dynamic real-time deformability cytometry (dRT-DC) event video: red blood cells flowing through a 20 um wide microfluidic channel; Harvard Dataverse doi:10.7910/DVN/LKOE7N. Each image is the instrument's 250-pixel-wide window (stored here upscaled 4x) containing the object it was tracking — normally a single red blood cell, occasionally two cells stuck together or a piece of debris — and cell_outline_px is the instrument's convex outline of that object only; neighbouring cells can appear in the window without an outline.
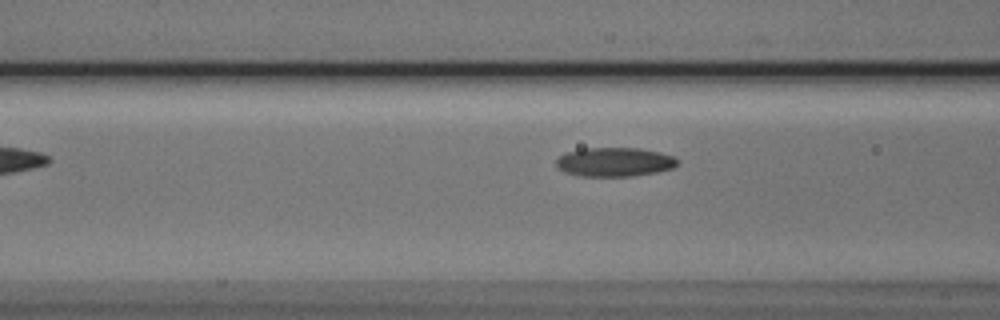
{"species": "Egyptian fruit bat (a non-hibernating species)", "species_latin": "Rousettus aegyptiacus", "temperature_condition": "cold", "stored_images_in_passage": 9, "camera_frame_rate_fps": 3000, "um_per_image_px": 0.085, "animal": {"sex": "male"}, "frame": {"image": 1, "passage_image": 6, "time_ms": 1.667, "image_size_px": [1000, 320], "cell_outline_px": [[680, 164], [672, 168], [656, 172], [632, 176], [580, 176], [564, 172], [556, 168], [556, 160], [560, 156], [568, 152], [584, 148], [640, 148], [660, 152], [676, 156], [680, 160]], "centroid_in_image_um": [52.28, 13.77], "position_along_channel_um": 114.3, "area_um2": 20.75}}